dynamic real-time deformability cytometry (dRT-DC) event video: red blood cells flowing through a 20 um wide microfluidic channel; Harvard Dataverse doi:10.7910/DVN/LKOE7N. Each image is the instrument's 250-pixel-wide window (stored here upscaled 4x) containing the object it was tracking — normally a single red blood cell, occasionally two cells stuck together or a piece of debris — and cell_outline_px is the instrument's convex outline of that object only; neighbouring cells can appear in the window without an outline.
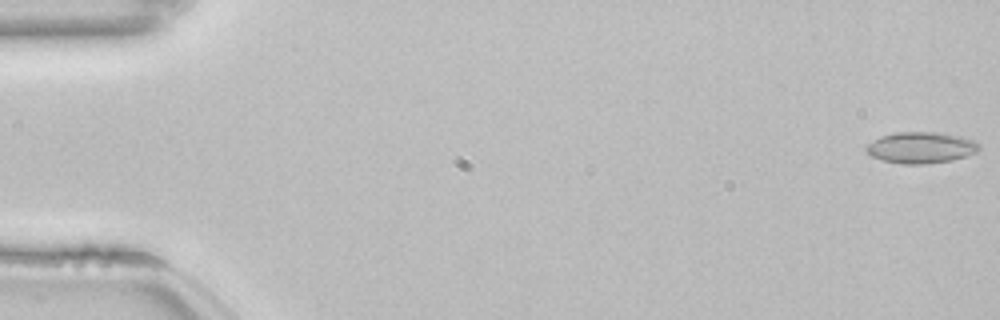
{"species": "common noctule bat (a hibernating species)", "species_latin": "Nyctalus noctula", "temperature_condition": "room temperature", "stored_images_in_passage": 54, "camera_frame_rate_fps": 3000, "um_per_image_px": 0.085, "animal": {"sex": "female", "body_mass_g": 22.7, "forearm_length_mm": 54.2}, "frame": {"image": 1, "passage_image": 1, "time_ms": 0.0, "image_size_px": [1000, 320], "cell_outline_px": [[980, 148], [976, 152], [952, 160], [924, 164], [904, 164], [884, 160], [872, 156], [864, 152], [864, 148], [868, 144], [880, 136], [896, 132], [936, 132], [960, 136], [972, 140]], "centroid_in_image_um": [78.23, 12.54], "position_along_channel_um": 6.8, "area_um2": 20.35}}
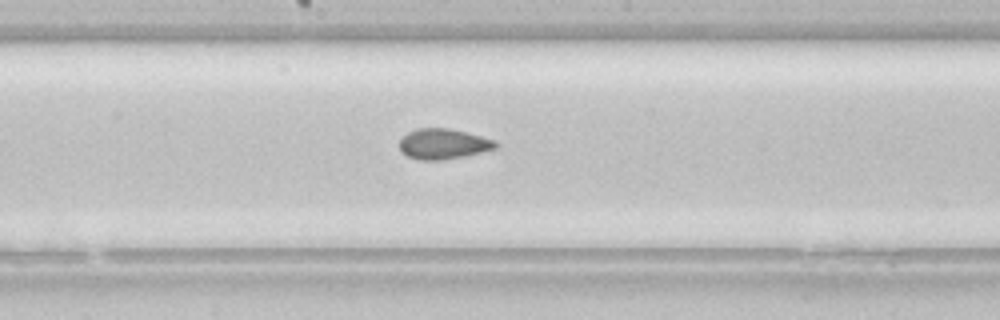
{"frame": {"image": 2, "passage_image": 29, "time_ms": 9.333, "image_size_px": [1000, 320], "cell_outline_px": [[500, 144], [496, 148], [464, 156], [440, 160], [420, 160], [408, 156], [400, 152], [400, 140], [408, 132], [416, 128], [448, 128], [496, 140]], "centroid_in_image_um": [37.67, 12.23], "position_along_channel_um": 210.5, "area_um2": 16.94}}
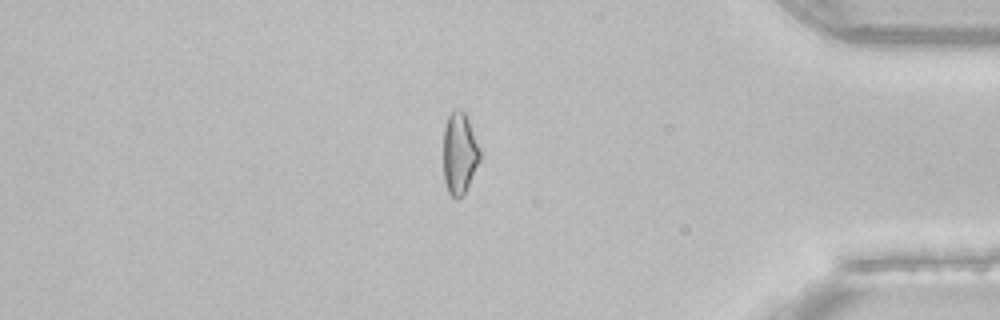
{"frame": {"image": 3, "passage_image": 46, "time_ms": 15.0, "image_size_px": [1000, 320], "cell_outline_px": [[480, 160], [464, 192], [456, 200], [448, 192], [444, 180], [444, 128], [448, 116], [456, 108], [460, 108], [464, 112], [468, 120], [480, 148]], "centroid_in_image_um": [39.05, 13.01], "position_along_channel_um": 396.2, "area_um2": 17.11}, "authors_computed_cell_mechanics": {"area_um2": 17.8602, "velocity_mm_per_s": 3.85, "shape_relaxation_time_tau1_ms": 10.4375, "shape_relaxation_time_tau2_ms": 2.0248, "deformation_change_tau1": 0.1331, "deformation_change_tau2": 0.0639}}